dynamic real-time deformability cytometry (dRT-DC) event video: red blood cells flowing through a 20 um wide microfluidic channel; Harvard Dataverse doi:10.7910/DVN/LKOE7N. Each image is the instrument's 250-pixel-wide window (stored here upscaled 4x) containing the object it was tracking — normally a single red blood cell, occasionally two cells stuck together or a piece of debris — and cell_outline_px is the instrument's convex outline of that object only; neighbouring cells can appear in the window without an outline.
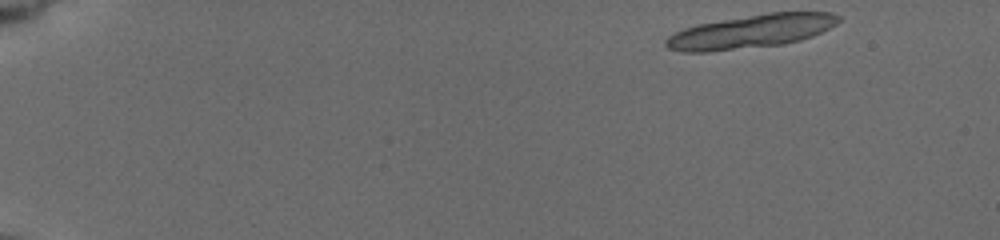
{"species": "common noctule bat (a hibernating species)", "species_latin": "Nyctalus noctula", "temperature_condition": "cold", "stored_images_in_passage": 22, "segment_of_instrument_passage": [1, 2], "camera_frame_rate_fps": 3000, "um_per_image_px": 0.085, "animal": {"sex": "female", "body_mass_g": 19.5, "forearm_length_mm": 54.1}, "frame": {"image": 1, "passage_image": 1, "time_ms": 0.0, "image_size_px": [1000, 240], "cell_outline_px": [[840, 20], [836, 24], [812, 36], [800, 40], [784, 44], [708, 52], [680, 52], [668, 48], [664, 44], [664, 40], [668, 36], [684, 28], [696, 24], [768, 12], [832, 12], [840, 16]], "centroid_in_image_um": [63.81, 2.67], "position_along_channel_um": 21.2, "area_um2": 33.76}}